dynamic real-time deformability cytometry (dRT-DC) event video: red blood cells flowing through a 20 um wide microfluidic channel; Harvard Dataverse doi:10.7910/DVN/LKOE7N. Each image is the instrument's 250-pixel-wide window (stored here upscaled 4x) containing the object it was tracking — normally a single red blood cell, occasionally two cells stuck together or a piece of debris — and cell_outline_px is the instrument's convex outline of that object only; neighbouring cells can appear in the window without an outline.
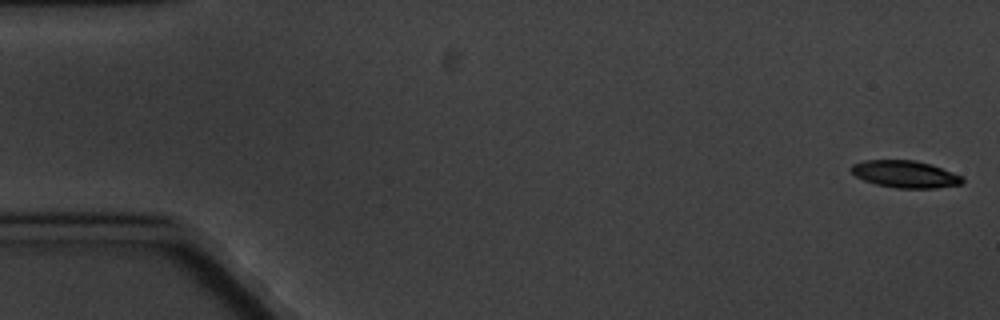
{"species": "common noctule bat (a hibernating species)", "species_latin": "Nyctalus noctula", "temperature_condition": "cold", "stored_images_in_passage": 6, "camera_frame_rate_fps": 3000, "um_per_image_px": 0.085, "animal": {"sex": "male", "body_mass_g": 20.1, "forearm_length_mm": 53.5}, "frame": {"image": 1, "passage_image": 1, "time_ms": 0.0, "image_size_px": [1000, 320], "cell_outline_px": [[964, 180], [960, 184], [936, 188], [896, 188], [876, 184], [864, 180], [856, 176], [848, 168], [852, 164], [864, 160], [916, 160], [932, 164], [964, 176]], "centroid_in_image_um": [76.94, 14.79], "position_along_channel_um": 8.1, "area_um2": 17.74}}
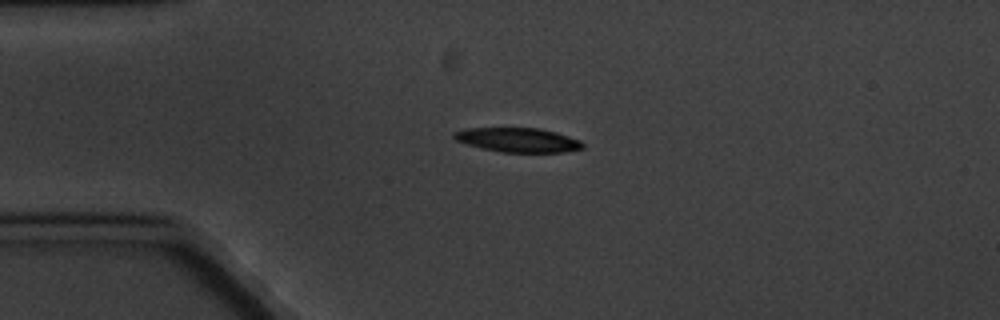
{"frame": {"image": 2, "passage_image": 4, "time_ms": 4.333, "image_size_px": [1000, 320], "cell_outline_px": [[584, 148], [564, 152], [504, 152], [484, 148], [468, 144], [456, 140], [452, 136], [452, 132], [464, 128], [540, 128], [556, 132], [580, 140], [584, 144]], "centroid_in_image_um": [44.03, 11.88], "position_along_channel_um": 41.0, "area_um2": 18.15}}